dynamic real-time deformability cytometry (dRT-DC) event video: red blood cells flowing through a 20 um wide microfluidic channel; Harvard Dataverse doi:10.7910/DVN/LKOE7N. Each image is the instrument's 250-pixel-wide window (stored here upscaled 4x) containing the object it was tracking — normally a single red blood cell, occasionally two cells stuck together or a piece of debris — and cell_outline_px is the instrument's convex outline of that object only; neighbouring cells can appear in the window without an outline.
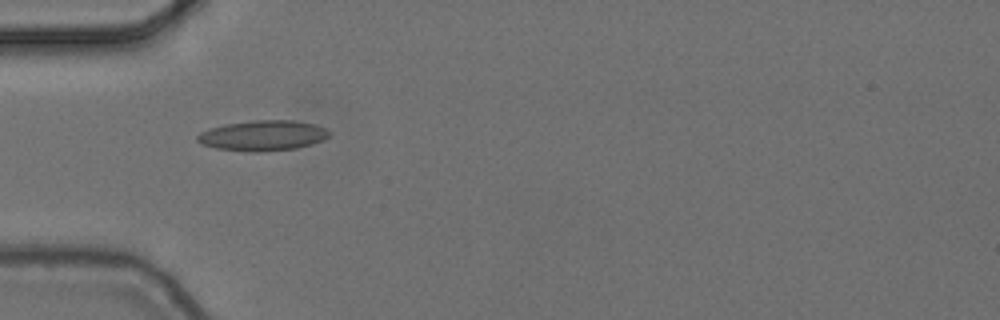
{"species": "common noctule bat (a hibernating species)", "species_latin": "Nyctalus noctula", "temperature_condition": "cold", "stored_images_in_passage": 4, "camera_frame_rate_fps": 3000, "um_per_image_px": 0.085, "animal": {"sex": "female", "body_mass_g": 24.6, "forearm_length_mm": 56.2}, "frame": {"image": 1, "passage_image": 3, "time_ms": 0.667, "image_size_px": [1000, 320], "cell_outline_px": [[332, 132], [328, 136], [312, 144], [296, 148], [260, 152], [248, 152], [216, 148], [204, 144], [196, 140], [196, 136], [200, 132], [208, 128], [224, 124], [252, 120], [296, 120], [316, 124]], "centroid_in_image_um": [22.33, 11.51], "position_along_channel_um": 62.7, "area_um2": 23.47}}
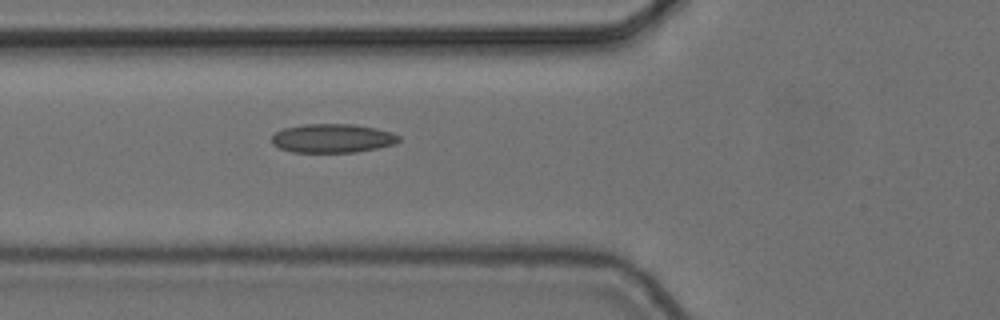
{"frame": {"image": 2, "passage_image": 4, "time_ms": 1.0, "image_size_px": [1000, 320], "cell_outline_px": [[400, 140], [392, 144], [376, 148], [356, 152], [292, 152], [280, 148], [272, 144], [272, 136], [276, 132], [284, 128], [304, 124], [352, 124], [376, 128], [392, 132], [400, 136]], "centroid_in_image_um": [28.25, 11.75], "position_along_channel_um": 97.6, "area_um2": 21.27}}